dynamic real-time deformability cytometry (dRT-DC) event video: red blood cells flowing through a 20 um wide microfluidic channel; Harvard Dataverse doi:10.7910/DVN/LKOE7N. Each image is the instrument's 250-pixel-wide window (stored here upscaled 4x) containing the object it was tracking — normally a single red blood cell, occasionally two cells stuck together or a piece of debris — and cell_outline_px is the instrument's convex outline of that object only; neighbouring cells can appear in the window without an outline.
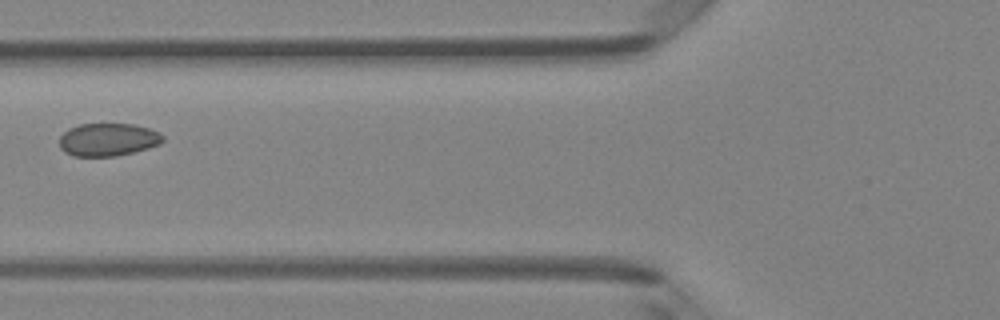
{"species": "Egyptian fruit bat (a non-hibernating species)", "species_latin": "Rousettus aegyptiacus", "temperature_condition": "room temperature", "stored_images_in_passage": 3, "camera_frame_rate_fps": 3000, "um_per_image_px": 0.085, "animal": {"sex": "female"}, "frame": {"image": 1, "passage_image": 2, "time_ms": 0.333, "image_size_px": [1000, 320], "cell_outline_px": [[164, 140], [160, 144], [148, 148], [116, 156], [72, 156], [64, 152], [60, 148], [60, 136], [68, 128], [80, 124], [132, 124], [148, 128], [160, 132], [164, 136]], "centroid_in_image_um": [9.17, 11.87], "position_along_channel_um": 116.6, "area_um2": 19.88}}
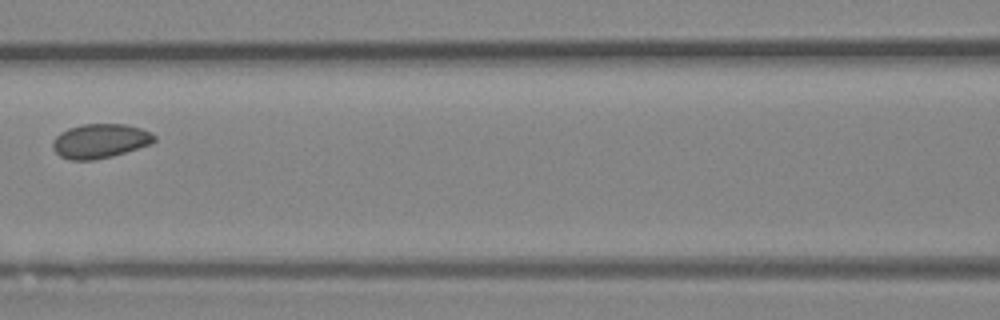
{"frame": {"image": 2, "passage_image": 3, "time_ms": 0.667, "image_size_px": [1000, 320], "cell_outline_px": [[156, 140], [152, 144], [112, 156], [92, 160], [68, 160], [60, 156], [52, 148], [52, 140], [60, 132], [68, 128], [84, 124], [124, 124], [140, 128], [152, 132], [156, 136]], "centroid_in_image_um": [8.5, 11.98], "position_along_channel_um": 158.1, "area_um2": 20.46}}